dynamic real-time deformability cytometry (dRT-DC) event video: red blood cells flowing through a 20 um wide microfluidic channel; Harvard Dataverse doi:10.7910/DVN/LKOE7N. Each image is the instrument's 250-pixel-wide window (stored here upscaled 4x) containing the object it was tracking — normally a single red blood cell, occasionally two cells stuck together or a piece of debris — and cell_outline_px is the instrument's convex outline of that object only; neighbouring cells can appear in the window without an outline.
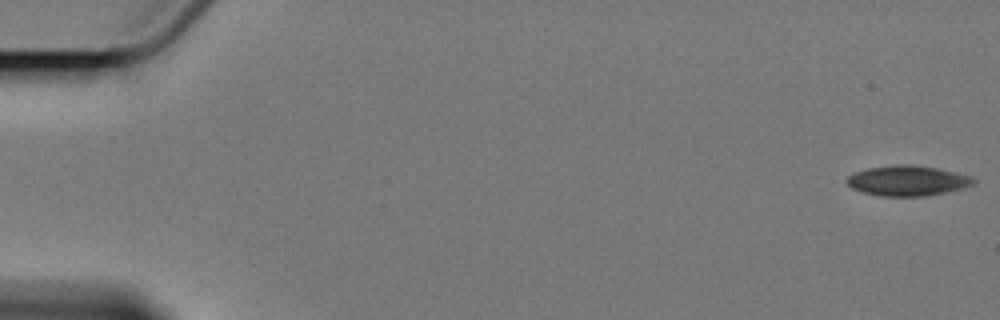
{"species": "Egyptian fruit bat (a non-hibernating species)", "species_latin": "Rousettus aegyptiacus", "temperature_condition": "cold", "stored_images_in_passage": 6, "segment_of_instrument_passage": [1, 2], "camera_frame_rate_fps": 3000, "um_per_image_px": 0.085, "animal": {"sex": "female"}, "frame": {"image": 1, "passage_image": 1, "time_ms": 0.0, "image_size_px": [1000, 320], "cell_outline_px": [[976, 184], [964, 188], [924, 196], [880, 196], [864, 192], [852, 188], [844, 180], [848, 176], [856, 172], [868, 168], [892, 164], [912, 164], [936, 168], [956, 172], [972, 176], [976, 180]], "centroid_in_image_um": [77.16, 15.35], "position_along_channel_um": 7.8, "area_um2": 22.43}}
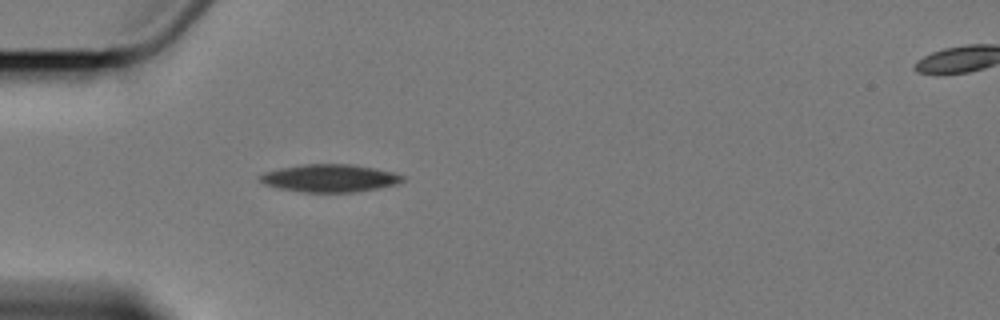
{"frame": {"image": 2, "passage_image": 5, "time_ms": 5.667, "image_size_px": [1000, 320], "cell_outline_px": [[404, 180], [396, 184], [376, 188], [352, 192], [300, 192], [280, 188], [264, 184], [260, 180], [260, 176], [264, 172], [280, 168], [308, 164], [352, 164], [376, 168], [392, 172], [404, 176]], "centroid_in_image_um": [28.03, 15.14], "position_along_channel_um": 57.0, "area_um2": 22.77}}